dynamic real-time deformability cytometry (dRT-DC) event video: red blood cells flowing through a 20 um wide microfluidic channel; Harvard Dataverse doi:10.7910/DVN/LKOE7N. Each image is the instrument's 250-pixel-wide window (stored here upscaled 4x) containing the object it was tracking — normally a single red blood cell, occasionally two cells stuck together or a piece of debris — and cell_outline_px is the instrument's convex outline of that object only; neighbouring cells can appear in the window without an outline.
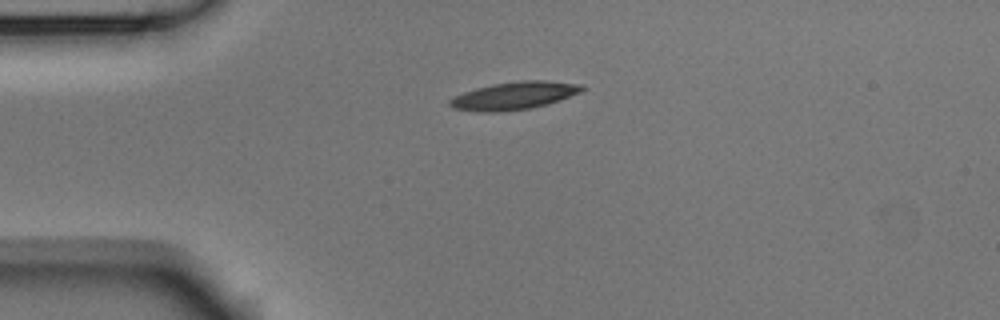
{"species": "Egyptian fruit bat (a non-hibernating species)", "species_latin": "Rousettus aegyptiacus", "temperature_condition": "room temperature", "stored_images_in_passage": 2, "camera_frame_rate_fps": 3000, "um_per_image_px": 0.085, "animal": {"sex": "male"}, "frame": {"image": 1, "passage_image": 1, "time_ms": 0.0, "image_size_px": [1000, 320], "cell_outline_px": [[588, 88], [580, 92], [560, 100], [548, 104], [528, 108], [500, 112], [476, 112], [452, 108], [448, 104], [448, 100], [464, 92], [476, 88], [492, 84], [520, 80], [544, 80], [580, 84]], "centroid_in_image_um": [43.69, 8.13], "position_along_channel_um": 41.3, "area_um2": 21.44}}